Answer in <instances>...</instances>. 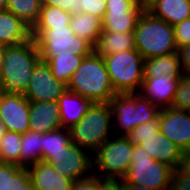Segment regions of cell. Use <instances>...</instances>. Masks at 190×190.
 Instances as JSON below:
<instances>
[{
  "label": "cell",
  "instance_id": "74e56055",
  "mask_svg": "<svg viewBox=\"0 0 190 190\" xmlns=\"http://www.w3.org/2000/svg\"><path fill=\"white\" fill-rule=\"evenodd\" d=\"M177 54L183 74H190V44L178 48Z\"/></svg>",
  "mask_w": 190,
  "mask_h": 190
},
{
  "label": "cell",
  "instance_id": "5bb4252c",
  "mask_svg": "<svg viewBox=\"0 0 190 190\" xmlns=\"http://www.w3.org/2000/svg\"><path fill=\"white\" fill-rule=\"evenodd\" d=\"M30 101L23 94L1 92L0 119L6 131L25 133L30 130Z\"/></svg>",
  "mask_w": 190,
  "mask_h": 190
},
{
  "label": "cell",
  "instance_id": "7402d4cb",
  "mask_svg": "<svg viewBox=\"0 0 190 190\" xmlns=\"http://www.w3.org/2000/svg\"><path fill=\"white\" fill-rule=\"evenodd\" d=\"M135 49L134 32L115 33L102 31L94 46V52L101 56Z\"/></svg>",
  "mask_w": 190,
  "mask_h": 190
},
{
  "label": "cell",
  "instance_id": "7a4b0ae2",
  "mask_svg": "<svg viewBox=\"0 0 190 190\" xmlns=\"http://www.w3.org/2000/svg\"><path fill=\"white\" fill-rule=\"evenodd\" d=\"M67 90L96 102H109L116 94L103 56L94 51L86 56L67 83Z\"/></svg>",
  "mask_w": 190,
  "mask_h": 190
},
{
  "label": "cell",
  "instance_id": "277c9868",
  "mask_svg": "<svg viewBox=\"0 0 190 190\" xmlns=\"http://www.w3.org/2000/svg\"><path fill=\"white\" fill-rule=\"evenodd\" d=\"M69 130L72 143L93 154L114 134L109 102L93 103L84 117Z\"/></svg>",
  "mask_w": 190,
  "mask_h": 190
},
{
  "label": "cell",
  "instance_id": "d6a6232c",
  "mask_svg": "<svg viewBox=\"0 0 190 190\" xmlns=\"http://www.w3.org/2000/svg\"><path fill=\"white\" fill-rule=\"evenodd\" d=\"M80 13L92 14L103 19L106 12V0H78Z\"/></svg>",
  "mask_w": 190,
  "mask_h": 190
},
{
  "label": "cell",
  "instance_id": "9a60e30c",
  "mask_svg": "<svg viewBox=\"0 0 190 190\" xmlns=\"http://www.w3.org/2000/svg\"><path fill=\"white\" fill-rule=\"evenodd\" d=\"M159 130L183 152L190 150V114L174 108L160 109Z\"/></svg>",
  "mask_w": 190,
  "mask_h": 190
},
{
  "label": "cell",
  "instance_id": "60d3db41",
  "mask_svg": "<svg viewBox=\"0 0 190 190\" xmlns=\"http://www.w3.org/2000/svg\"><path fill=\"white\" fill-rule=\"evenodd\" d=\"M123 190H153V189L146 187V186H139V185L123 183Z\"/></svg>",
  "mask_w": 190,
  "mask_h": 190
},
{
  "label": "cell",
  "instance_id": "f1b7e54d",
  "mask_svg": "<svg viewBox=\"0 0 190 190\" xmlns=\"http://www.w3.org/2000/svg\"><path fill=\"white\" fill-rule=\"evenodd\" d=\"M69 129L60 128L43 134L42 161H47L50 156H58L71 143Z\"/></svg>",
  "mask_w": 190,
  "mask_h": 190
},
{
  "label": "cell",
  "instance_id": "2e32d148",
  "mask_svg": "<svg viewBox=\"0 0 190 190\" xmlns=\"http://www.w3.org/2000/svg\"><path fill=\"white\" fill-rule=\"evenodd\" d=\"M179 82L180 79L169 75L144 78L138 93L159 109L171 108Z\"/></svg>",
  "mask_w": 190,
  "mask_h": 190
},
{
  "label": "cell",
  "instance_id": "ab89813d",
  "mask_svg": "<svg viewBox=\"0 0 190 190\" xmlns=\"http://www.w3.org/2000/svg\"><path fill=\"white\" fill-rule=\"evenodd\" d=\"M178 170L181 173L190 176V150L183 153Z\"/></svg>",
  "mask_w": 190,
  "mask_h": 190
},
{
  "label": "cell",
  "instance_id": "f35d334b",
  "mask_svg": "<svg viewBox=\"0 0 190 190\" xmlns=\"http://www.w3.org/2000/svg\"><path fill=\"white\" fill-rule=\"evenodd\" d=\"M99 190H123L122 180L103 179L100 177Z\"/></svg>",
  "mask_w": 190,
  "mask_h": 190
},
{
  "label": "cell",
  "instance_id": "4fadbf2b",
  "mask_svg": "<svg viewBox=\"0 0 190 190\" xmlns=\"http://www.w3.org/2000/svg\"><path fill=\"white\" fill-rule=\"evenodd\" d=\"M66 90L67 84L56 79L48 63L40 60L23 95L32 102L57 101Z\"/></svg>",
  "mask_w": 190,
  "mask_h": 190
},
{
  "label": "cell",
  "instance_id": "f546056e",
  "mask_svg": "<svg viewBox=\"0 0 190 190\" xmlns=\"http://www.w3.org/2000/svg\"><path fill=\"white\" fill-rule=\"evenodd\" d=\"M41 7L42 0H8L6 9L32 28L38 20Z\"/></svg>",
  "mask_w": 190,
  "mask_h": 190
},
{
  "label": "cell",
  "instance_id": "3957f363",
  "mask_svg": "<svg viewBox=\"0 0 190 190\" xmlns=\"http://www.w3.org/2000/svg\"><path fill=\"white\" fill-rule=\"evenodd\" d=\"M134 41L135 49L140 52L144 60L178 51L173 26L154 17L146 9L136 24Z\"/></svg>",
  "mask_w": 190,
  "mask_h": 190
},
{
  "label": "cell",
  "instance_id": "83f0119b",
  "mask_svg": "<svg viewBox=\"0 0 190 190\" xmlns=\"http://www.w3.org/2000/svg\"><path fill=\"white\" fill-rule=\"evenodd\" d=\"M72 14L49 5H42L39 17L31 31H44L50 27H66L70 25Z\"/></svg>",
  "mask_w": 190,
  "mask_h": 190
},
{
  "label": "cell",
  "instance_id": "d6986e66",
  "mask_svg": "<svg viewBox=\"0 0 190 190\" xmlns=\"http://www.w3.org/2000/svg\"><path fill=\"white\" fill-rule=\"evenodd\" d=\"M57 103L62 128L70 129L84 117L94 102L80 94L66 90Z\"/></svg>",
  "mask_w": 190,
  "mask_h": 190
},
{
  "label": "cell",
  "instance_id": "d4e9b609",
  "mask_svg": "<svg viewBox=\"0 0 190 190\" xmlns=\"http://www.w3.org/2000/svg\"><path fill=\"white\" fill-rule=\"evenodd\" d=\"M70 27L76 36L85 39L94 47L102 32V20L88 13L73 14Z\"/></svg>",
  "mask_w": 190,
  "mask_h": 190
},
{
  "label": "cell",
  "instance_id": "5b68a950",
  "mask_svg": "<svg viewBox=\"0 0 190 190\" xmlns=\"http://www.w3.org/2000/svg\"><path fill=\"white\" fill-rule=\"evenodd\" d=\"M109 105L114 135H128L135 127L155 119L160 109L140 93L115 94Z\"/></svg>",
  "mask_w": 190,
  "mask_h": 190
},
{
  "label": "cell",
  "instance_id": "603a6c76",
  "mask_svg": "<svg viewBox=\"0 0 190 190\" xmlns=\"http://www.w3.org/2000/svg\"><path fill=\"white\" fill-rule=\"evenodd\" d=\"M163 75H169L176 79L183 77L177 53L156 56L144 61V78H157V76Z\"/></svg>",
  "mask_w": 190,
  "mask_h": 190
},
{
  "label": "cell",
  "instance_id": "d590c367",
  "mask_svg": "<svg viewBox=\"0 0 190 190\" xmlns=\"http://www.w3.org/2000/svg\"><path fill=\"white\" fill-rule=\"evenodd\" d=\"M42 5L59 7L60 9L73 14H80L78 0H42Z\"/></svg>",
  "mask_w": 190,
  "mask_h": 190
},
{
  "label": "cell",
  "instance_id": "4316f807",
  "mask_svg": "<svg viewBox=\"0 0 190 190\" xmlns=\"http://www.w3.org/2000/svg\"><path fill=\"white\" fill-rule=\"evenodd\" d=\"M43 134L27 131L21 134L20 166L29 167L42 161Z\"/></svg>",
  "mask_w": 190,
  "mask_h": 190
},
{
  "label": "cell",
  "instance_id": "52a82bcc",
  "mask_svg": "<svg viewBox=\"0 0 190 190\" xmlns=\"http://www.w3.org/2000/svg\"><path fill=\"white\" fill-rule=\"evenodd\" d=\"M116 94L138 93L144 79V58L137 49L103 56Z\"/></svg>",
  "mask_w": 190,
  "mask_h": 190
},
{
  "label": "cell",
  "instance_id": "ba28073f",
  "mask_svg": "<svg viewBox=\"0 0 190 190\" xmlns=\"http://www.w3.org/2000/svg\"><path fill=\"white\" fill-rule=\"evenodd\" d=\"M132 163L124 184L146 186L153 190H170L174 169L150 157L141 145L133 144Z\"/></svg>",
  "mask_w": 190,
  "mask_h": 190
},
{
  "label": "cell",
  "instance_id": "e575fe53",
  "mask_svg": "<svg viewBox=\"0 0 190 190\" xmlns=\"http://www.w3.org/2000/svg\"><path fill=\"white\" fill-rule=\"evenodd\" d=\"M99 188L100 176L94 173L87 178L74 181L72 185V190H99Z\"/></svg>",
  "mask_w": 190,
  "mask_h": 190
},
{
  "label": "cell",
  "instance_id": "e0dca14e",
  "mask_svg": "<svg viewBox=\"0 0 190 190\" xmlns=\"http://www.w3.org/2000/svg\"><path fill=\"white\" fill-rule=\"evenodd\" d=\"M57 101H30V131L46 133L62 128Z\"/></svg>",
  "mask_w": 190,
  "mask_h": 190
},
{
  "label": "cell",
  "instance_id": "30bf717a",
  "mask_svg": "<svg viewBox=\"0 0 190 190\" xmlns=\"http://www.w3.org/2000/svg\"><path fill=\"white\" fill-rule=\"evenodd\" d=\"M42 61L58 54L72 52L75 55H90L94 47L85 39L76 36L70 25L50 27L44 31H31Z\"/></svg>",
  "mask_w": 190,
  "mask_h": 190
},
{
  "label": "cell",
  "instance_id": "8d00e7d4",
  "mask_svg": "<svg viewBox=\"0 0 190 190\" xmlns=\"http://www.w3.org/2000/svg\"><path fill=\"white\" fill-rule=\"evenodd\" d=\"M170 190H190V176L181 173L178 169L174 170Z\"/></svg>",
  "mask_w": 190,
  "mask_h": 190
},
{
  "label": "cell",
  "instance_id": "7bdbcfd3",
  "mask_svg": "<svg viewBox=\"0 0 190 190\" xmlns=\"http://www.w3.org/2000/svg\"><path fill=\"white\" fill-rule=\"evenodd\" d=\"M6 128L4 122L0 119V142L3 136L5 135Z\"/></svg>",
  "mask_w": 190,
  "mask_h": 190
},
{
  "label": "cell",
  "instance_id": "cb8c5ba5",
  "mask_svg": "<svg viewBox=\"0 0 190 190\" xmlns=\"http://www.w3.org/2000/svg\"><path fill=\"white\" fill-rule=\"evenodd\" d=\"M31 185L28 167L0 159V190H27Z\"/></svg>",
  "mask_w": 190,
  "mask_h": 190
},
{
  "label": "cell",
  "instance_id": "836d02e7",
  "mask_svg": "<svg viewBox=\"0 0 190 190\" xmlns=\"http://www.w3.org/2000/svg\"><path fill=\"white\" fill-rule=\"evenodd\" d=\"M177 48L190 44V18L173 26Z\"/></svg>",
  "mask_w": 190,
  "mask_h": 190
},
{
  "label": "cell",
  "instance_id": "6da1fadb",
  "mask_svg": "<svg viewBox=\"0 0 190 190\" xmlns=\"http://www.w3.org/2000/svg\"><path fill=\"white\" fill-rule=\"evenodd\" d=\"M41 60L35 41L31 38L25 43L4 48L1 91L24 94L36 64Z\"/></svg>",
  "mask_w": 190,
  "mask_h": 190
},
{
  "label": "cell",
  "instance_id": "4dcf8cb0",
  "mask_svg": "<svg viewBox=\"0 0 190 190\" xmlns=\"http://www.w3.org/2000/svg\"><path fill=\"white\" fill-rule=\"evenodd\" d=\"M21 134L6 131L0 142V159L20 166Z\"/></svg>",
  "mask_w": 190,
  "mask_h": 190
},
{
  "label": "cell",
  "instance_id": "44dd1931",
  "mask_svg": "<svg viewBox=\"0 0 190 190\" xmlns=\"http://www.w3.org/2000/svg\"><path fill=\"white\" fill-rule=\"evenodd\" d=\"M146 10L174 26L190 18V0H148Z\"/></svg>",
  "mask_w": 190,
  "mask_h": 190
},
{
  "label": "cell",
  "instance_id": "1f68e13d",
  "mask_svg": "<svg viewBox=\"0 0 190 190\" xmlns=\"http://www.w3.org/2000/svg\"><path fill=\"white\" fill-rule=\"evenodd\" d=\"M171 108L177 110L190 108V74H184L180 79Z\"/></svg>",
  "mask_w": 190,
  "mask_h": 190
},
{
  "label": "cell",
  "instance_id": "b9f144b4",
  "mask_svg": "<svg viewBox=\"0 0 190 190\" xmlns=\"http://www.w3.org/2000/svg\"><path fill=\"white\" fill-rule=\"evenodd\" d=\"M6 46L0 45V75L2 71V65H3V57H4V48Z\"/></svg>",
  "mask_w": 190,
  "mask_h": 190
},
{
  "label": "cell",
  "instance_id": "ee69618b",
  "mask_svg": "<svg viewBox=\"0 0 190 190\" xmlns=\"http://www.w3.org/2000/svg\"><path fill=\"white\" fill-rule=\"evenodd\" d=\"M8 0H0V9H6Z\"/></svg>",
  "mask_w": 190,
  "mask_h": 190
},
{
  "label": "cell",
  "instance_id": "f6af8a7d",
  "mask_svg": "<svg viewBox=\"0 0 190 190\" xmlns=\"http://www.w3.org/2000/svg\"><path fill=\"white\" fill-rule=\"evenodd\" d=\"M136 4H147L148 0H133Z\"/></svg>",
  "mask_w": 190,
  "mask_h": 190
},
{
  "label": "cell",
  "instance_id": "8992f818",
  "mask_svg": "<svg viewBox=\"0 0 190 190\" xmlns=\"http://www.w3.org/2000/svg\"><path fill=\"white\" fill-rule=\"evenodd\" d=\"M133 143L127 136L112 135L93 154V173L103 179L122 180L132 163Z\"/></svg>",
  "mask_w": 190,
  "mask_h": 190
},
{
  "label": "cell",
  "instance_id": "7c38bea8",
  "mask_svg": "<svg viewBox=\"0 0 190 190\" xmlns=\"http://www.w3.org/2000/svg\"><path fill=\"white\" fill-rule=\"evenodd\" d=\"M147 4L133 0H106V12L102 19V31L134 32L136 24Z\"/></svg>",
  "mask_w": 190,
  "mask_h": 190
},
{
  "label": "cell",
  "instance_id": "ffe728a7",
  "mask_svg": "<svg viewBox=\"0 0 190 190\" xmlns=\"http://www.w3.org/2000/svg\"><path fill=\"white\" fill-rule=\"evenodd\" d=\"M31 39V28L7 9H0V45L14 46Z\"/></svg>",
  "mask_w": 190,
  "mask_h": 190
},
{
  "label": "cell",
  "instance_id": "ac0fdd59",
  "mask_svg": "<svg viewBox=\"0 0 190 190\" xmlns=\"http://www.w3.org/2000/svg\"><path fill=\"white\" fill-rule=\"evenodd\" d=\"M28 170L31 184L38 190H72L74 181L62 177L48 162L39 161Z\"/></svg>",
  "mask_w": 190,
  "mask_h": 190
},
{
  "label": "cell",
  "instance_id": "484cf974",
  "mask_svg": "<svg viewBox=\"0 0 190 190\" xmlns=\"http://www.w3.org/2000/svg\"><path fill=\"white\" fill-rule=\"evenodd\" d=\"M86 56L88 55H75L72 52H68L58 54L56 57H50L46 62L50 67L52 75L67 84Z\"/></svg>",
  "mask_w": 190,
  "mask_h": 190
},
{
  "label": "cell",
  "instance_id": "bcb514c9",
  "mask_svg": "<svg viewBox=\"0 0 190 190\" xmlns=\"http://www.w3.org/2000/svg\"><path fill=\"white\" fill-rule=\"evenodd\" d=\"M27 190H38V189L34 187L33 185H31Z\"/></svg>",
  "mask_w": 190,
  "mask_h": 190
},
{
  "label": "cell",
  "instance_id": "8fae6325",
  "mask_svg": "<svg viewBox=\"0 0 190 190\" xmlns=\"http://www.w3.org/2000/svg\"><path fill=\"white\" fill-rule=\"evenodd\" d=\"M55 171L73 181L87 178L93 173L92 154L72 142L58 156H50L46 161Z\"/></svg>",
  "mask_w": 190,
  "mask_h": 190
},
{
  "label": "cell",
  "instance_id": "9c48e42d",
  "mask_svg": "<svg viewBox=\"0 0 190 190\" xmlns=\"http://www.w3.org/2000/svg\"><path fill=\"white\" fill-rule=\"evenodd\" d=\"M129 140L141 145L150 157L178 169L183 151L171 142L159 130V115L144 124L135 127L128 135Z\"/></svg>",
  "mask_w": 190,
  "mask_h": 190
}]
</instances>
